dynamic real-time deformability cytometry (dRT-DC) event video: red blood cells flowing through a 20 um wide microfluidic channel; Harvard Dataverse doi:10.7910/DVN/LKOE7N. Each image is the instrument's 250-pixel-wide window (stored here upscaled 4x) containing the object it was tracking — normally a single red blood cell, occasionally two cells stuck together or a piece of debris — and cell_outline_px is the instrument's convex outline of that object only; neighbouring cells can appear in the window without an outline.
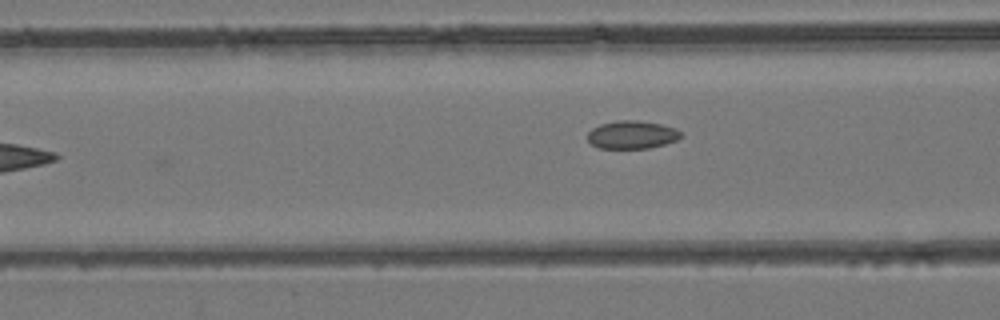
{"species": "common noctule bat (a hibernating species)", "species_latin": "Nyctalus noctula", "temperature_condition": "room temperature", "stored_images_in_passage": 8, "camera_frame_rate_fps": 3000, "um_per_image_px": 0.085, "animal": {"sex": "female", "body_mass_g": 24.6, "forearm_length_mm": 56.2}, "frame": {"image": 1, "passage_image": 7, "time_ms": 7.0, "image_size_px": [1000, 320], "cell_outline_px": [[684, 136], [676, 140], [664, 144], [648, 148], [596, 148], [588, 140], [588, 132], [592, 128], [600, 124], [616, 120], [636, 120], [660, 124], [676, 128]], "centroid_in_image_um": [53.71, 11.45], "position_along_channel_um": 112.9, "area_um2": 15.26}}